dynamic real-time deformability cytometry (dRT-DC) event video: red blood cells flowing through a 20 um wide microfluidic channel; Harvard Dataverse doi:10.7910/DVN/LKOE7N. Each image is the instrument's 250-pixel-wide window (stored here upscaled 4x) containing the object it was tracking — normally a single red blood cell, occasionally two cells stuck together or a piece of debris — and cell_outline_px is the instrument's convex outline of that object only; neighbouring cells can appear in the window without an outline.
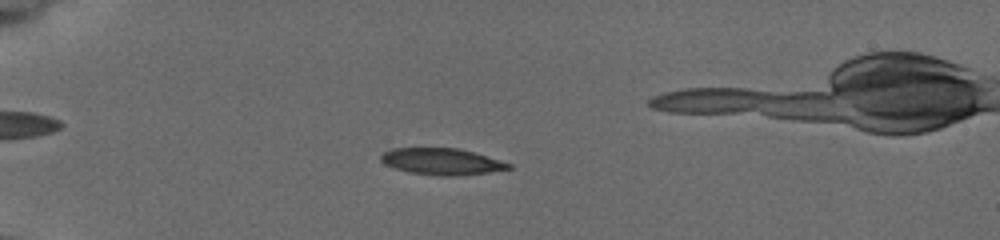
{"species": "common noctule bat (a hibernating species)", "species_latin": "Nyctalus noctula", "temperature_condition": "cold", "stored_images_in_passage": 53, "camera_frame_rate_fps": 3000, "um_per_image_px": 0.085, "animal": {"sex": "female", "body_mass_g": 19.5, "forearm_length_mm": 54.1}, "frame": {"image": 1, "passage_image": 17, "time_ms": 5.333, "image_size_px": [1000, 240], "cell_outline_px": [[512, 168], [488, 172], [456, 176], [436, 176], [408, 172], [384, 164], [380, 160], [380, 156], [384, 152], [392, 148], [456, 148], [472, 152], [500, 160], [512, 164]], "centroid_in_image_um": [37.52, 13.73], "position_along_channel_um": 47.5, "area_um2": 19.65}}
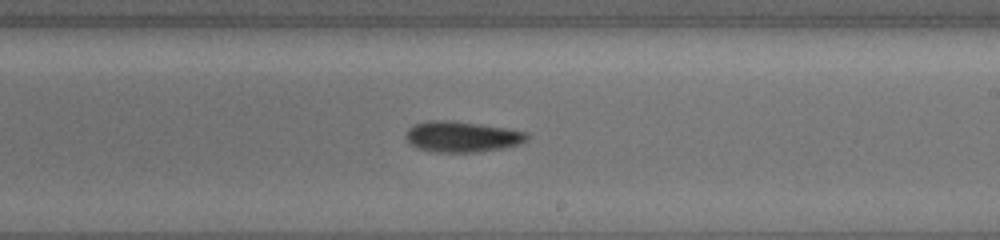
{"frame": {"image": 2, "passage_image": 36, "time_ms": 11.667, "image_size_px": [1000, 240], "cell_outline_px": [[528, 140], [504, 148], [476, 152], [432, 152], [416, 148], [408, 144], [404, 136], [408, 128], [412, 124], [428, 120], [452, 120], [504, 128], [528, 132]], "centroid_in_image_um": [39.18, 11.62], "position_along_channel_um": 249.8, "area_um2": 21.96}}
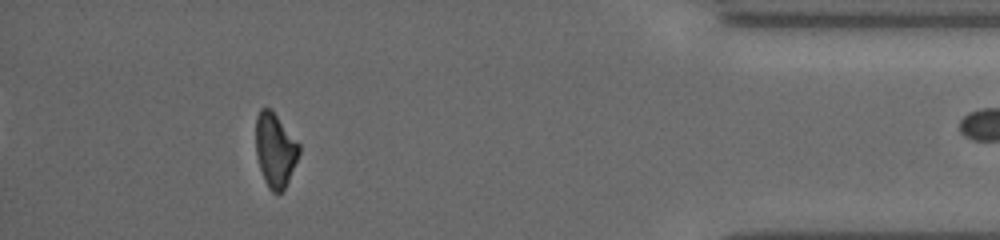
{"frame": {"image": 3, "passage_image": 52, "time_ms": 17.0, "image_size_px": [1000, 240], "cell_outline_px": [[300, 152], [288, 180], [284, 188], [280, 192], [272, 192], [268, 188], [264, 180], [256, 156], [256, 116], [260, 108], [272, 108], [300, 144]], "centroid_in_image_um": [23.38, 12.7], "position_along_channel_um": 411.8, "area_um2": 18.73}}